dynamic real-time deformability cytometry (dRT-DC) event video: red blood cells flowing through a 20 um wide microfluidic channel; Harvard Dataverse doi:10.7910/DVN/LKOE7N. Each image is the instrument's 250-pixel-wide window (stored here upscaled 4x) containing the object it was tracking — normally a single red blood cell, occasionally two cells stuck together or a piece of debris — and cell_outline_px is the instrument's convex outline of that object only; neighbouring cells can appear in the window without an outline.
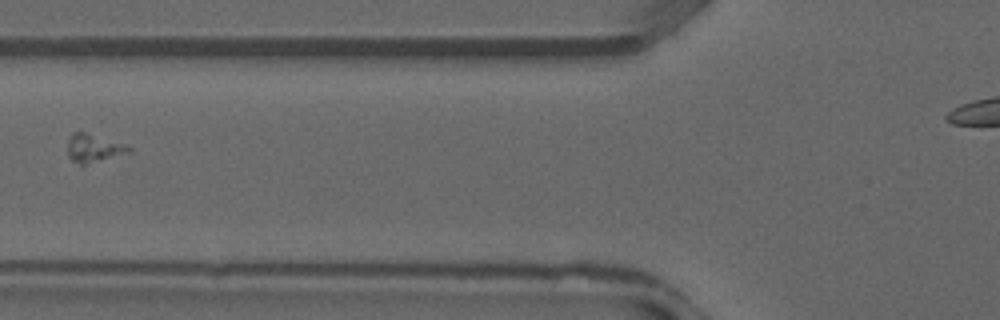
{"species": "common noctule bat (a hibernating species)", "species_latin": "Nyctalus noctula", "temperature_condition": "warm", "stored_images_in_passage": 27, "camera_frame_rate_fps": 3000, "um_per_image_px": 0.085, "animal": {"sex": "male", "forearm_length_mm": 52.5}, "frame": {"image": 1, "passage_image": 9, "time_ms": 2.667, "image_size_px": [1000, 320], "cell_outline_px": [[132, 152], [80, 168], [68, 156], [68, 140], [72, 132], [84, 132], [124, 144], [132, 148]], "centroid_in_image_um": [7.95, 12.67], "position_along_channel_um": 117.8, "area_um2": 10.46}}
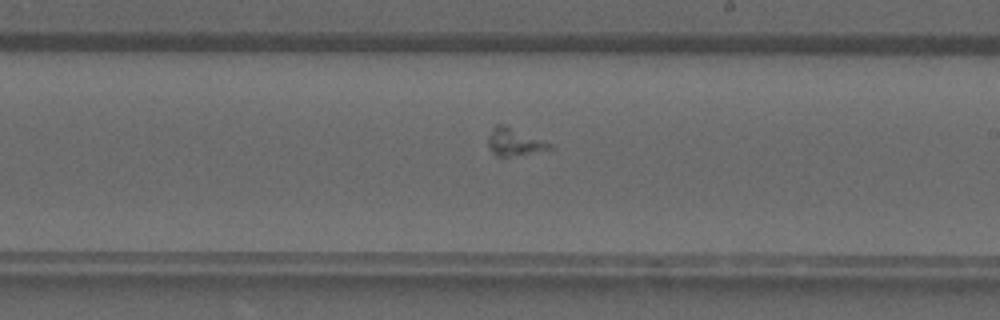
{"frame": {"image": 2, "passage_image": 16, "time_ms": 5.0, "image_size_px": [1000, 320], "cell_outline_px": [[552, 148], [500, 160], [488, 148], [488, 136], [492, 128], [496, 124], [504, 124], [552, 144]], "centroid_in_image_um": [43.65, 12.11], "position_along_channel_um": 245.3, "area_um2": 10.12}}
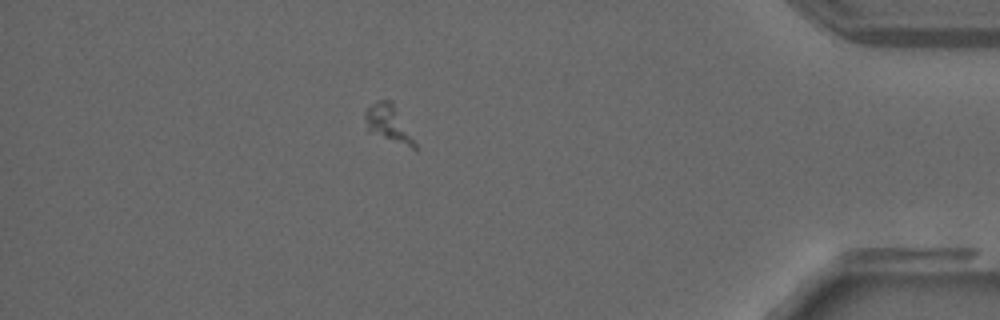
{"frame": {"image": 3, "passage_image": 27, "time_ms": 8.667, "image_size_px": [1000, 320], "cell_outline_px": [[416, 152], [368, 132], [364, 116], [364, 112], [372, 104], [380, 100], [388, 100], [392, 104], [416, 144]], "centroid_in_image_um": [32.99, 10.58], "position_along_channel_um": 402.2, "area_um2": 10.46}}